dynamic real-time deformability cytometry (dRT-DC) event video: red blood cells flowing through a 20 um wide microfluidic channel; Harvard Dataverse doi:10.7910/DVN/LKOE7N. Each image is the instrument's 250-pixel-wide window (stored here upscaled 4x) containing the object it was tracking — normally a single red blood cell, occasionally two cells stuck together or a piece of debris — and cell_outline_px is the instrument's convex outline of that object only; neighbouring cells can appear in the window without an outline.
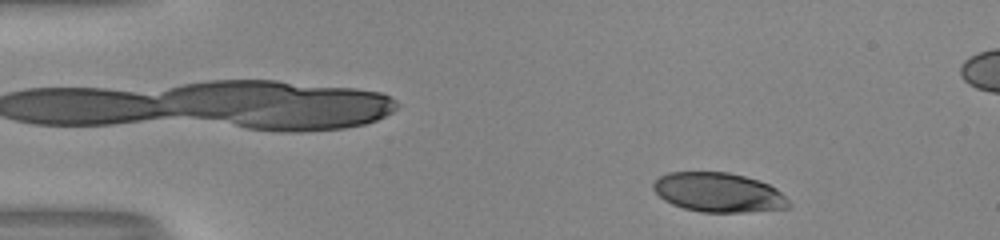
{"species": "human", "species_latin": "Homo sapiens", "temperature_condition": "room temperature", "stored_images_in_passage": 49, "segment_of_instrument_passage": [1, 2], "camera_frame_rate_fps": 3000, "um_per_image_px": 0.085, "donor": {"sex": "male"}, "frame": {"image": 1, "passage_image": 3, "time_ms": 0.667, "image_size_px": [1000, 240], "cell_outline_px": [[792, 204], [788, 208], [744, 212], [700, 212], [684, 208], [672, 204], [664, 200], [652, 188], [652, 184], [660, 176], [668, 172], [728, 172], [744, 176], [768, 184], [776, 188]], "centroid_in_image_um": [61.06, 16.36], "position_along_channel_um": 23.9, "area_um2": 30.98}}
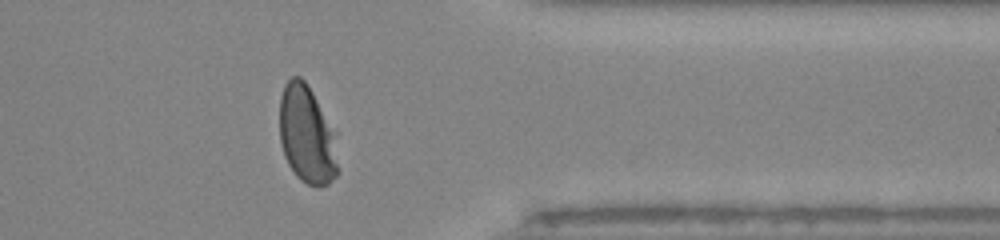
{"frame": {"image": 2, "passage_image": 38, "time_ms": 12.333, "image_size_px": [1000, 240], "cell_outline_px": [[340, 172], [328, 184], [320, 188], [316, 188], [300, 180], [296, 176], [288, 164], [284, 156], [280, 140], [280, 96], [284, 84], [292, 76], [300, 76], [304, 80], [312, 92], [336, 132]], "centroid_in_image_um": [26.12, 11.51], "position_along_channel_um": 385.3, "area_um2": 34.1}}
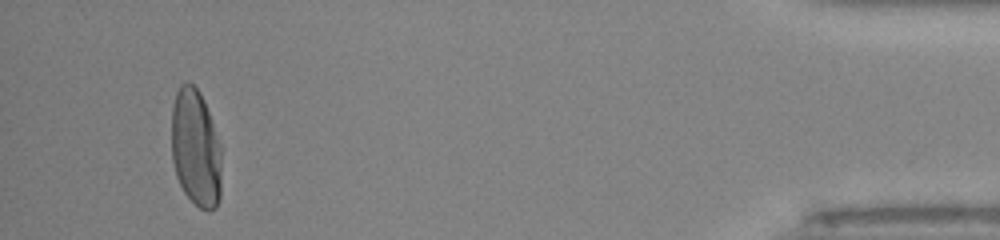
{"frame": {"image": 3, "passage_image": 45, "time_ms": 14.667, "image_size_px": [1000, 240], "cell_outline_px": [[220, 200], [216, 208], [208, 212], [200, 208], [184, 192], [176, 176], [172, 160], [172, 108], [176, 92], [180, 84], [192, 84], [200, 92], [204, 100], [220, 144]], "centroid_in_image_um": [16.63, 12.62], "position_along_channel_um": 418.6, "area_um2": 34.1}}